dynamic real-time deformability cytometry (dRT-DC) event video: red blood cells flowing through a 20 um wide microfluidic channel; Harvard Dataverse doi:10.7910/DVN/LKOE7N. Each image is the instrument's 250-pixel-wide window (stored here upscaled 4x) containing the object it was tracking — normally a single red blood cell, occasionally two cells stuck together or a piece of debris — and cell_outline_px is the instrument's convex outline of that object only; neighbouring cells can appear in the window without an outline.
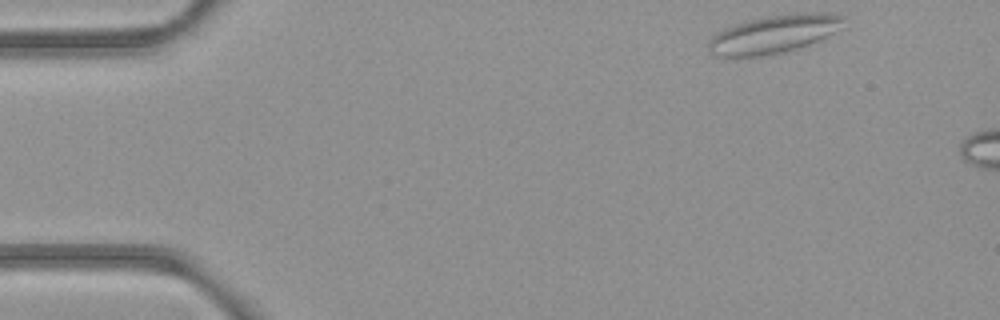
{"species": "common noctule bat (a hibernating species)", "species_latin": "Nyctalus noctula", "temperature_condition": "room temperature", "stored_images_in_passage": 6, "camera_frame_rate_fps": 3000, "um_per_image_px": 0.085, "animal": {"sex": "female", "body_mass_g": 21.9}, "frame": {"image": 1, "passage_image": 1, "time_ms": 0.0, "image_size_px": [1000, 320], "cell_outline_px": [[844, 16], [832, 32], [808, 44], [784, 52], [764, 56], [712, 56], [708, 52], [708, 40], [716, 32], [744, 20], [768, 16], [808, 12], [824, 12]], "centroid_in_image_um": [65.63, 2.91], "position_along_channel_um": 19.4, "area_um2": 29.48}}